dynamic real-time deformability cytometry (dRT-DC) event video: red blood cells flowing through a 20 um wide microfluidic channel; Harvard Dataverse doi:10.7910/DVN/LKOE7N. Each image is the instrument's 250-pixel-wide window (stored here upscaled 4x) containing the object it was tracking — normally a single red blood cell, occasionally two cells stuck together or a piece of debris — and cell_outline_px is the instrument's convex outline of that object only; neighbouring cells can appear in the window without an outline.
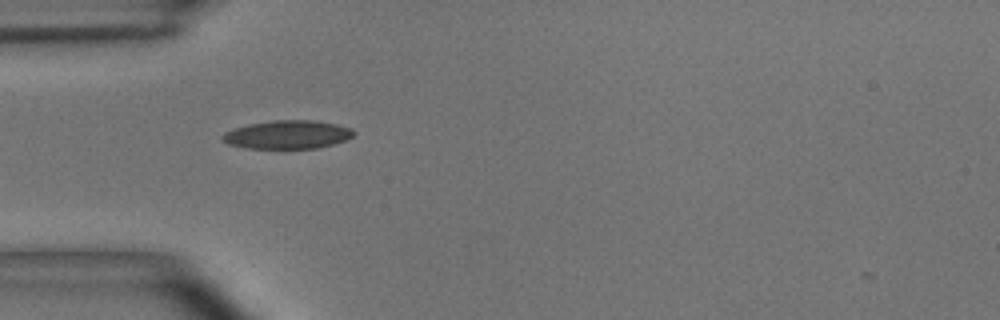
{"species": "common noctule bat (a hibernating species)", "species_latin": "Nyctalus noctula", "temperature_condition": "room temperature", "stored_images_in_passage": 24, "camera_frame_rate_fps": 3000, "um_per_image_px": 0.085, "animal": {"sex": "male", "body_mass_g": 15.6}, "frame": {"image": 1, "passage_image": 1, "time_ms": 0.0, "image_size_px": [1000, 320], "cell_outline_px": [[356, 132], [352, 136], [344, 140], [332, 144], [316, 148], [244, 148], [228, 144], [220, 136], [224, 132], [232, 128], [248, 124], [272, 120], [312, 120], [336, 124], [352, 128]], "centroid_in_image_um": [24.4, 11.43], "position_along_channel_um": 60.6, "area_um2": 21.73}}
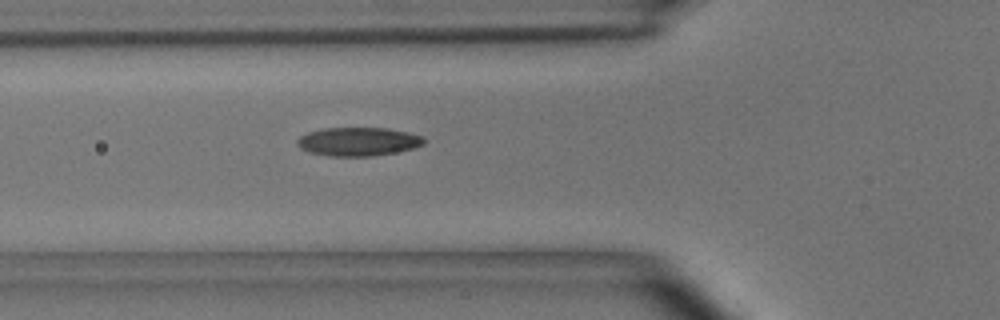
{"frame": {"image": 2, "passage_image": 4, "time_ms": 1.0, "image_size_px": [1000, 320], "cell_outline_px": [[424, 144], [412, 148], [396, 152], [372, 156], [332, 156], [308, 152], [300, 148], [296, 144], [296, 140], [300, 136], [308, 132], [324, 128], [388, 128], [408, 132], [424, 136]], "centroid_in_image_um": [30.43, 12.03], "position_along_channel_um": 95.4, "area_um2": 21.15}}